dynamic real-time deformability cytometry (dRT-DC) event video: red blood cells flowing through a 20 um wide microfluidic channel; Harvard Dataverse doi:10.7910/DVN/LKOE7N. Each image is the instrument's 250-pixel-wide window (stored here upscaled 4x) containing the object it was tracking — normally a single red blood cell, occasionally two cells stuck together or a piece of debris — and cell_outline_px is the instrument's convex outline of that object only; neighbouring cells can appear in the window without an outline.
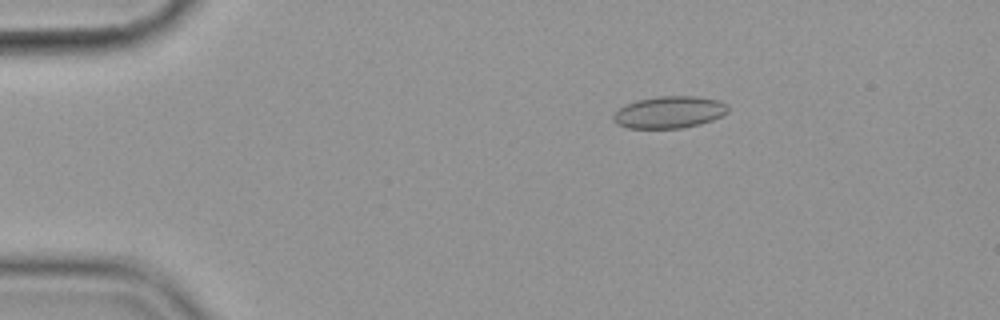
{"species": "common noctule bat (a hibernating species)", "species_latin": "Nyctalus noctula", "temperature_condition": "cold", "stored_images_in_passage": 48, "camera_frame_rate_fps": 3000, "um_per_image_px": 0.085, "animal": {"sex": "female", "body_mass_g": 19.9}, "frame": {"image": 1, "passage_image": 2, "time_ms": 0.333, "image_size_px": [1000, 320], "cell_outline_px": [[728, 112], [712, 120], [700, 124], [680, 128], [628, 128], [616, 124], [612, 120], [612, 116], [620, 108], [636, 100], [660, 96], [696, 96], [720, 100], [728, 104]], "centroid_in_image_um": [56.9, 9.53], "position_along_channel_um": 28.1, "area_um2": 21.39}}
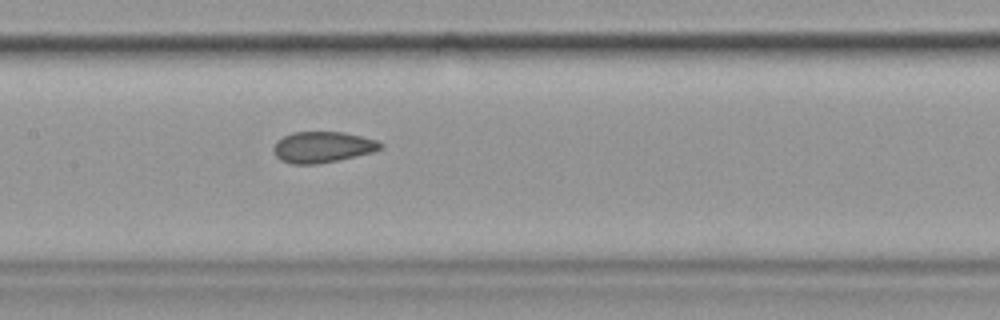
{"frame": {"image": 2, "passage_image": 20, "time_ms": 6.333, "image_size_px": [1000, 320], "cell_outline_px": [[384, 148], [372, 152], [336, 160], [316, 164], [292, 164], [280, 160], [276, 156], [272, 148], [276, 140], [292, 132], [344, 132], [376, 140], [384, 144]], "centroid_in_image_um": [27.39, 12.49], "position_along_channel_um": 180.0, "area_um2": 19.31}}
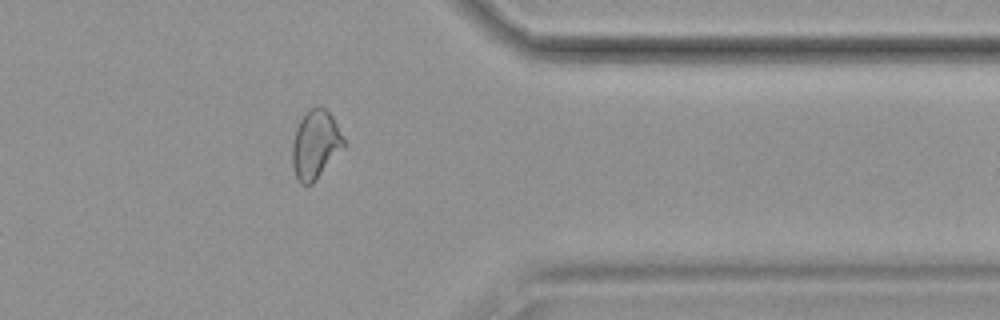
{"frame": {"image": 3, "passage_image": 38, "time_ms": 12.333, "image_size_px": [1000, 320], "cell_outline_px": [[344, 148], [316, 180], [312, 184], [300, 184], [296, 180], [292, 164], [292, 144], [296, 128], [300, 120], [308, 108], [324, 108], [332, 116], [344, 136]], "centroid_in_image_um": [26.8, 12.32], "position_along_channel_um": 384.6, "area_um2": 20.63}, "authors_computed_cell_mechanics": {"area_um2": 19.9988, "velocity_mm_per_s": 3.5799, "shape_relaxation_time_tau1_ms": 9.7402, "shape_relaxation_time_tau2_ms": 1.2606, "deformation_change_tau1": 0.1597, "deformation_change_tau2": 0.0619}}